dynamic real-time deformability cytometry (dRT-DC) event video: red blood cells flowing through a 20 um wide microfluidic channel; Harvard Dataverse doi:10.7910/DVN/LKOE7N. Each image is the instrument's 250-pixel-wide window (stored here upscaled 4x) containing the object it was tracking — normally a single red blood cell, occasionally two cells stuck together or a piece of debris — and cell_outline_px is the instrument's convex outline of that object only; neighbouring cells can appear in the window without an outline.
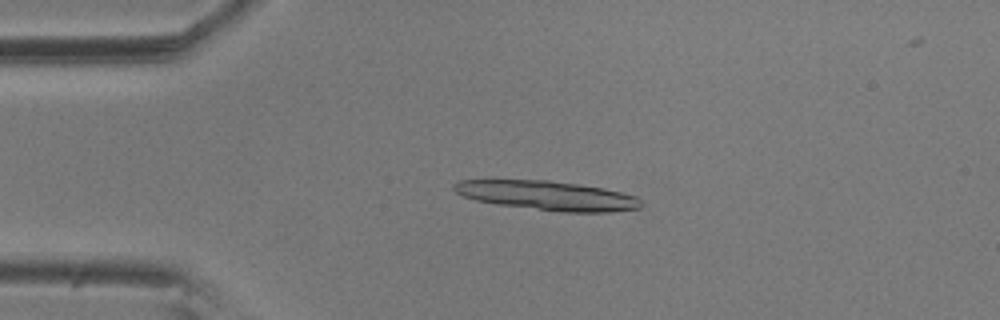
{"species": "common noctule bat (a hibernating species)", "species_latin": "Nyctalus noctula", "temperature_condition": "room temperature", "stored_images_in_passage": 4, "camera_frame_rate_fps": 3000, "um_per_image_px": 0.085, "animal": {"sex": "male", "body_mass_g": 20.5, "forearm_length_mm": 52.5}, "frame": {"image": 1, "passage_image": 3, "time_ms": 0.667, "image_size_px": [1000, 320], "cell_outline_px": [[644, 204], [640, 208], [612, 212], [560, 212], [496, 204], [476, 200], [464, 196], [456, 192], [452, 188], [452, 184], [460, 180], [548, 180], [580, 184], [604, 188], [636, 196]], "centroid_in_image_um": [46.54, 16.62], "position_along_channel_um": 38.5, "area_um2": 32.08}}